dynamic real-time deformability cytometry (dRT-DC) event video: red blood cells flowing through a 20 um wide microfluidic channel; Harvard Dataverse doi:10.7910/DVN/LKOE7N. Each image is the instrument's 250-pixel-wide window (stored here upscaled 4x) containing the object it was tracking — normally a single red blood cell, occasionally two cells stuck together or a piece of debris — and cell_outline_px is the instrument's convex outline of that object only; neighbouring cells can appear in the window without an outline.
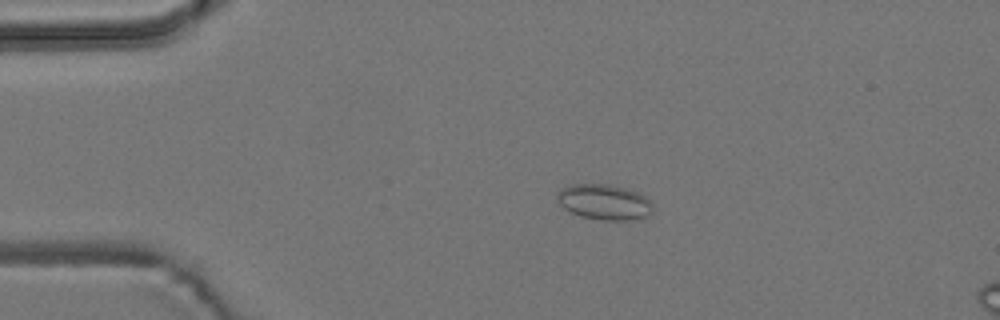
{"species": "common noctule bat (a hibernating species)", "species_latin": "Nyctalus noctula", "temperature_condition": "room temperature", "stored_images_in_passage": 4, "camera_frame_rate_fps": 3000, "um_per_image_px": 0.085, "animal": {"sex": "male", "body_mass_g": 19.2, "forearm_length_mm": 51.8}, "frame": {"image": 1, "passage_image": 2, "time_ms": 0.333, "image_size_px": [1000, 320], "cell_outline_px": [[652, 212], [648, 216], [628, 220], [600, 220], [580, 216], [564, 208], [560, 204], [556, 196], [564, 188], [572, 184], [608, 184], [624, 188], [636, 192], [644, 196], [652, 204]], "centroid_in_image_um": [51.37, 17.18], "position_along_channel_um": 33.6, "area_um2": 19.48}}